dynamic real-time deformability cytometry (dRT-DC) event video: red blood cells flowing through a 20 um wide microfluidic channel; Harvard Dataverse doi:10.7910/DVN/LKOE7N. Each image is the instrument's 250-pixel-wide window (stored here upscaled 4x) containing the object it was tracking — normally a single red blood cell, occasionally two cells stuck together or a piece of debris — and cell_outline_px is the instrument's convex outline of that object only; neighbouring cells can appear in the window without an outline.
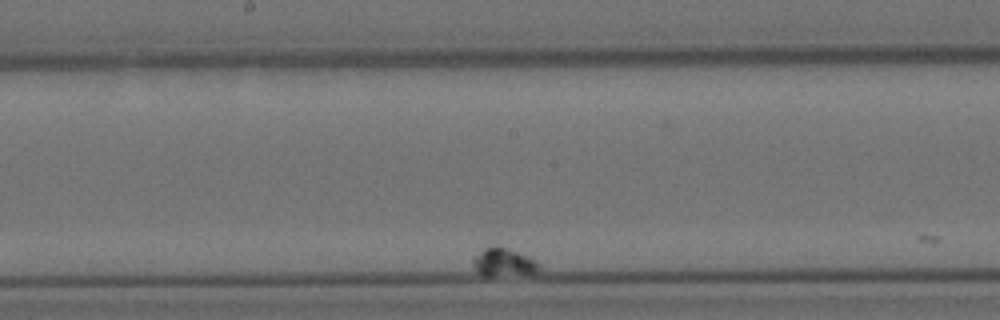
{"species": "Egyptian fruit bat (a non-hibernating species)", "species_latin": "Rousettus aegyptiacus", "temperature_condition": "cold", "stored_images_in_passage": 14, "segment_of_instrument_passage": [2, 2], "camera_frame_rate_fps": 3000, "um_per_image_px": 0.085, "animal": {"sex": "female"}, "frame": {"image": 1, "passage_image": 10, "time_ms": 11.667, "image_size_px": [1000, 320], "cell_outline_px": [[540, 264], [536, 272], [488, 276], [484, 276], [472, 264], [472, 256], [484, 248], [496, 244], [536, 260]], "centroid_in_image_um": [42.74, 22.26], "position_along_channel_um": 205.5, "area_um2": 10.58}}
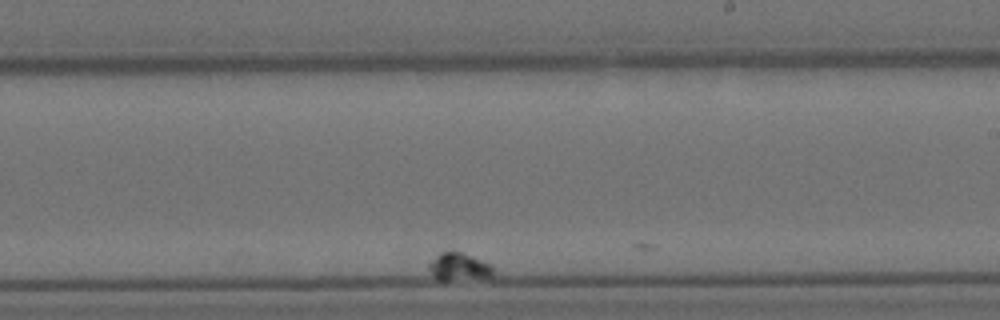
{"frame": {"image": 2, "passage_image": 12, "time_ms": 14.0, "image_size_px": [1000, 320], "cell_outline_px": [[496, 272], [492, 276], [448, 280], [440, 280], [428, 268], [428, 260], [440, 252], [460, 252], [472, 256], [488, 264]], "centroid_in_image_um": [38.96, 22.65], "position_along_channel_um": 250.0, "area_um2": 10.06}}
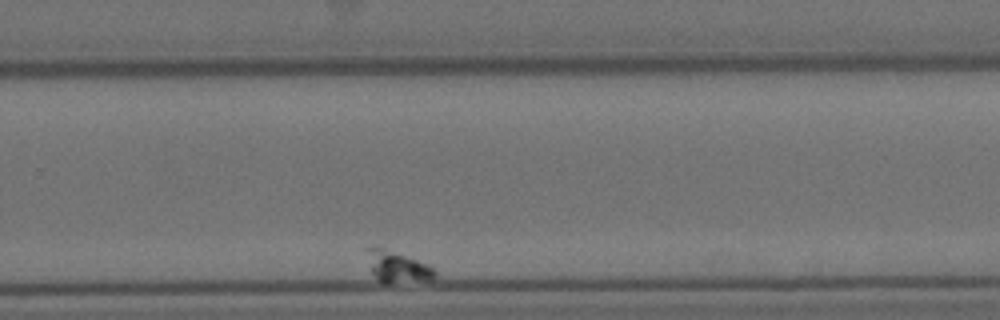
{"frame": {"image": 3, "passage_image": 14, "time_ms": 16.333, "image_size_px": [1000, 320], "cell_outline_px": [[436, 276], [432, 280], [388, 284], [384, 284], [376, 280], [372, 272], [364, 248], [368, 244], [384, 248], [428, 264], [436, 272]], "centroid_in_image_um": [33.72, 22.68], "position_along_channel_um": 296.1, "area_um2": 12.77}}